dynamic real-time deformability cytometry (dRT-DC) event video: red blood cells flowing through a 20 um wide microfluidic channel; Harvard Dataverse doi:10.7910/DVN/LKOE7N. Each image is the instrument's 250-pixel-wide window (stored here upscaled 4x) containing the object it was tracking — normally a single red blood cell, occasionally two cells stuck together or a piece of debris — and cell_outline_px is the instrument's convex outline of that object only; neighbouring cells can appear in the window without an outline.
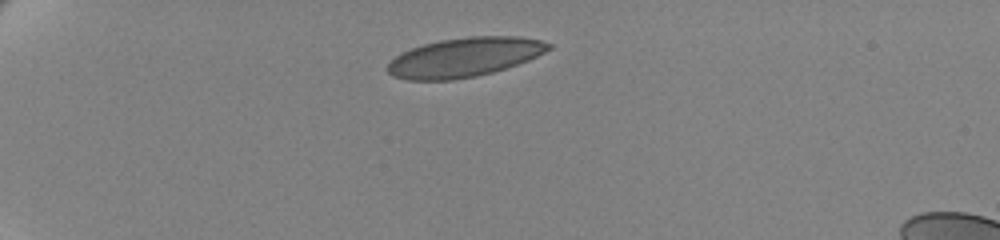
{"species": "human", "species_latin": "Homo sapiens", "temperature_condition": "cold", "stored_images_in_passage": 44, "camera_frame_rate_fps": 3000, "um_per_image_px": 0.085, "donor": {"sex": "female"}, "frame": {"image": 1, "passage_image": 1, "time_ms": 0.0, "image_size_px": [1000, 240], "cell_outline_px": [[552, 48], [528, 60], [492, 72], [476, 76], [452, 80], [408, 80], [392, 76], [388, 72], [388, 64], [400, 52], [424, 44], [440, 40], [468, 36], [516, 36], [540, 40], [552, 44]], "centroid_in_image_um": [39.46, 4.86], "position_along_channel_um": 45.5, "area_um2": 36.59}}
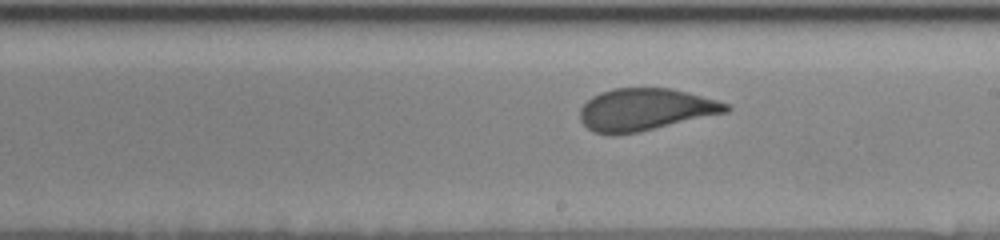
{"frame": {"image": 2, "passage_image": 22, "time_ms": 7.0, "image_size_px": [1000, 240], "cell_outline_px": [[732, 108], [728, 112], [636, 132], [612, 136], [596, 132], [588, 128], [580, 120], [580, 108], [592, 96], [600, 92], [612, 88], [672, 88], [688, 92], [716, 100], [728, 104]], "centroid_in_image_um": [54.83, 9.3], "position_along_channel_um": 234.2, "area_um2": 35.72}}
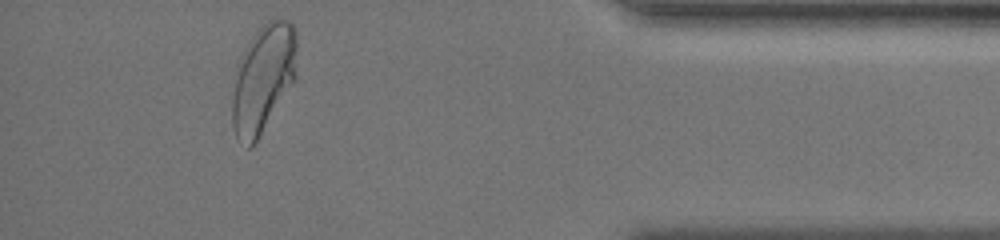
{"frame": {"image": 3, "passage_image": 40, "time_ms": 13.0, "image_size_px": [1000, 240], "cell_outline_px": [[296, 76], [252, 148], [248, 148], [236, 136], [232, 128], [232, 96], [236, 64], [244, 48], [252, 36], [268, 20], [276, 16], [288, 20], [296, 28]], "centroid_in_image_um": [22.35, 6.63], "position_along_channel_um": 412.9, "area_um2": 40.81}, "authors_computed_cell_mechanics": {"area_um2": 36.8186, "velocity_mm_per_s": 3.4625, "shape_relaxation_time_tau1_ms": 3.7934, "shape_relaxation_time_tau2_ms": null, "deformation_change_tau1": 0.1336, "deformation_change_tau2": null}}